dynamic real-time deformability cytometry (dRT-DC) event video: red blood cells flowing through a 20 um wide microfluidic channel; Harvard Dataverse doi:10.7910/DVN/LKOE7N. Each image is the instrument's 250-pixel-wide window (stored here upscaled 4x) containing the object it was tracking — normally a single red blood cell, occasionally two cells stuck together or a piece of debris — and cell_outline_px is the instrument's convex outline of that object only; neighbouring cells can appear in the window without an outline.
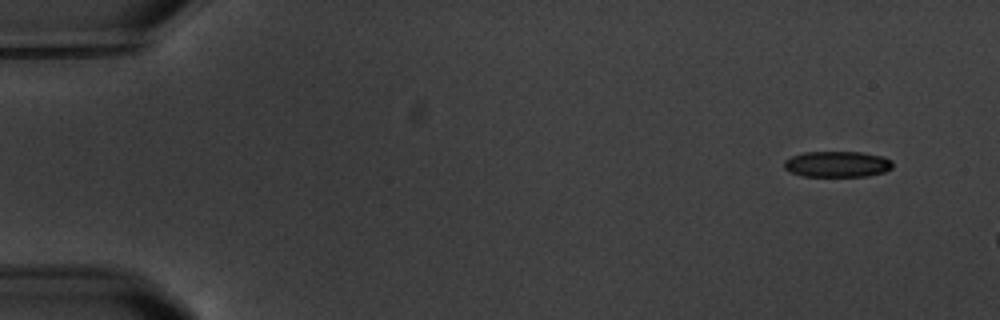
{"species": "common noctule bat (a hibernating species)", "species_latin": "Nyctalus noctula", "temperature_condition": "warm", "stored_images_in_passage": 3, "camera_frame_rate_fps": 3000, "um_per_image_px": 0.085, "animal": {"sex": "male", "body_mass_g": 20.1, "forearm_length_mm": 53.5}, "frame": {"image": 1, "passage_image": 1, "time_ms": 0.0, "image_size_px": [1000, 320], "cell_outline_px": [[892, 168], [884, 172], [868, 176], [804, 176], [788, 172], [784, 168], [784, 160], [792, 156], [804, 152], [860, 152], [880, 156], [892, 160]], "centroid_in_image_um": [71.14, 13.96], "position_along_channel_um": 13.9, "area_um2": 16.42}}